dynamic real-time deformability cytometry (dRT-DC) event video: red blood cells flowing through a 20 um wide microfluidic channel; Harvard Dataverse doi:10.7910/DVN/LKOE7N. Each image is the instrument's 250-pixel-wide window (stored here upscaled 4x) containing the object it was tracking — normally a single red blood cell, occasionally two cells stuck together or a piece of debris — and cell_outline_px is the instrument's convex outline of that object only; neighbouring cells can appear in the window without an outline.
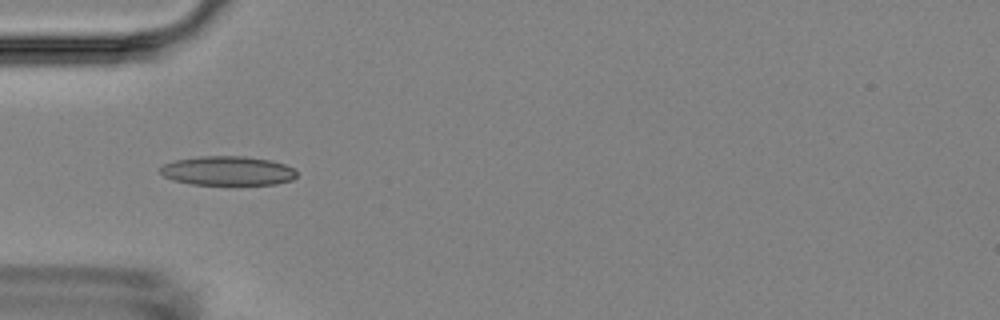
{"species": "Egyptian fruit bat (a non-hibernating species)", "species_latin": "Rousettus aegyptiacus", "temperature_condition": "room temperature", "stored_images_in_passage": 9, "camera_frame_rate_fps": 3000, "um_per_image_px": 0.085, "animal": {"sex": "female"}, "frame": {"image": 1, "passage_image": 4, "time_ms": 3.667, "image_size_px": [1000, 320], "cell_outline_px": [[296, 176], [292, 180], [276, 184], [192, 184], [172, 180], [164, 176], [160, 172], [160, 168], [164, 164], [176, 160], [200, 156], [244, 156], [272, 160], [284, 164], [292, 168], [296, 172]], "centroid_in_image_um": [19.35, 14.51], "position_along_channel_um": 65.6, "area_um2": 23.12}}
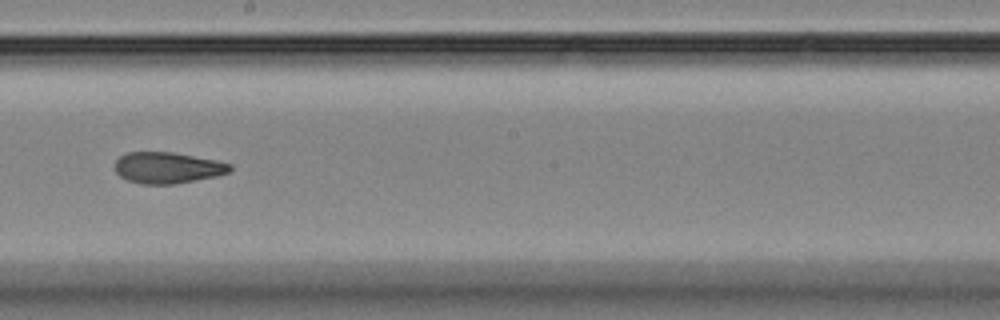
{"frame": {"image": 2, "passage_image": 8, "time_ms": 8.333, "image_size_px": [1000, 320], "cell_outline_px": [[232, 168], [228, 172], [216, 176], [172, 184], [140, 184], [128, 180], [120, 176], [116, 172], [116, 160], [120, 156], [128, 152], [172, 152], [216, 160], [232, 164]], "centroid_in_image_um": [14.23, 14.25], "position_along_channel_um": 234.0, "area_um2": 20.75}}
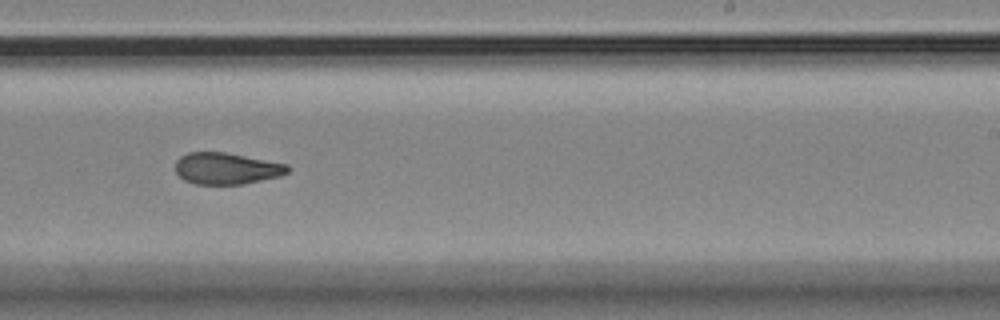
{"frame": {"image": 3, "passage_image": 9, "time_ms": 9.333, "image_size_px": [1000, 320], "cell_outline_px": [[292, 168], [288, 172], [280, 176], [244, 184], [196, 184], [184, 180], [176, 172], [176, 160], [180, 156], [188, 152], [224, 152], [288, 164]], "centroid_in_image_um": [19.27, 14.32], "position_along_channel_um": 269.7, "area_um2": 20.69}}